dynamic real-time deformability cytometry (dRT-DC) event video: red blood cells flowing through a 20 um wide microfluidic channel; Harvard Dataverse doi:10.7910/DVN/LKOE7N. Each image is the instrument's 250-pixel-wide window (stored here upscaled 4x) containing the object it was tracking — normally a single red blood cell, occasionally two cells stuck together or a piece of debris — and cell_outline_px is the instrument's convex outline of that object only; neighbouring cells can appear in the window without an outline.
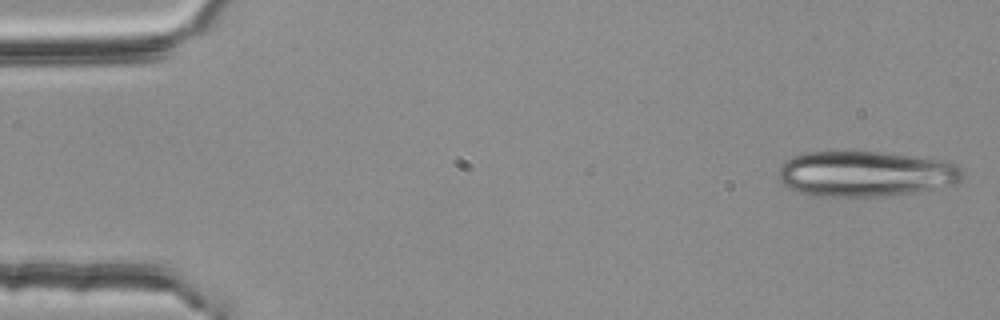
{"species": "common noctule bat (a hibernating species)", "species_latin": "Nyctalus noctula", "temperature_condition": "room temperature", "stored_images_in_passage": 18, "camera_frame_rate_fps": 3000, "um_per_image_px": 0.085, "animal": {"sex": "female", "body_mass_g": 25.1}, "frame": {"image": 1, "passage_image": 1, "time_ms": 0.0, "image_size_px": [1000, 320], "cell_outline_px": [[964, 176], [956, 184], [912, 192], [880, 196], [812, 196], [796, 192], [788, 188], [780, 180], [776, 172], [784, 160], [792, 156], [804, 152], [880, 152], [952, 160], [964, 172]], "centroid_in_image_um": [73.56, 14.76], "position_along_channel_um": 11.4, "area_um2": 49.36}}